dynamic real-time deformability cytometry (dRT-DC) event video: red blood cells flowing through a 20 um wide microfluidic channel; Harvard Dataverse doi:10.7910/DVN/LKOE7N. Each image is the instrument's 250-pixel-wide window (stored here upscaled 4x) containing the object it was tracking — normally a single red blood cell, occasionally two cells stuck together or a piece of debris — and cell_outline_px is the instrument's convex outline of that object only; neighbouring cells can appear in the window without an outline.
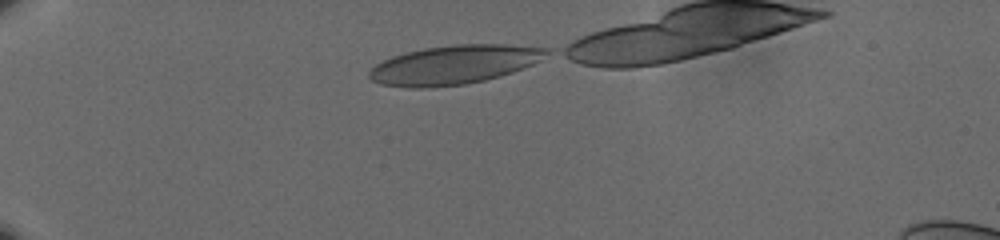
{"species": "human", "species_latin": "Homo sapiens", "temperature_condition": "cold", "stored_images_in_passage": 38, "camera_frame_rate_fps": 3000, "um_per_image_px": 0.085, "donor": {"sex": "male"}, "frame": {"image": 1, "passage_image": 1, "time_ms": 0.0, "image_size_px": [1000, 240], "cell_outline_px": [[552, 52], [540, 60], [532, 64], [512, 72], [500, 76], [484, 80], [464, 84], [424, 88], [408, 88], [380, 84], [372, 80], [368, 76], [368, 72], [376, 64], [392, 56], [424, 48], [452, 44], [504, 44], [552, 48]], "centroid_in_image_um": [38.62, 5.49], "position_along_channel_um": 46.4, "area_um2": 40.29}}
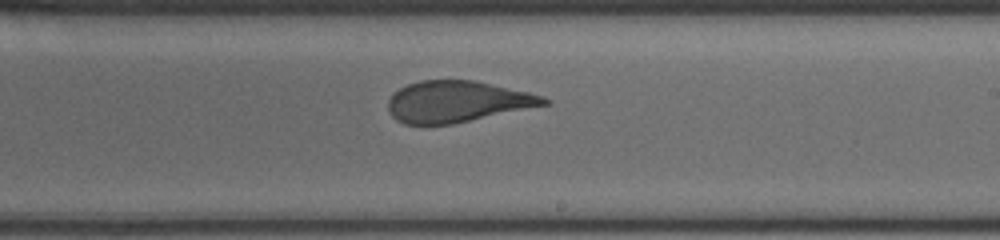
{"frame": {"image": 2, "passage_image": 22, "time_ms": 7.0, "image_size_px": [1000, 240], "cell_outline_px": [[552, 100], [548, 104], [452, 124], [404, 124], [396, 120], [388, 112], [388, 100], [392, 92], [408, 84], [420, 80], [476, 80], [528, 92], [544, 96]], "centroid_in_image_um": [38.83, 8.63], "position_along_channel_um": 250.2, "area_um2": 37.51}}
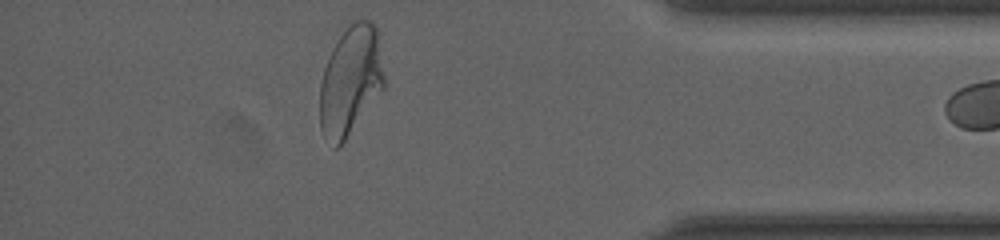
{"frame": {"image": 3, "passage_image": 37, "time_ms": 12.0, "image_size_px": [1000, 240], "cell_outline_px": [[384, 88], [340, 148], [336, 148], [324, 136], [320, 128], [320, 84], [324, 68], [328, 56], [332, 48], [340, 36], [356, 20], [368, 20], [376, 28], [384, 72]], "centroid_in_image_um": [29.78, 6.92], "position_along_channel_um": 405.4, "area_um2": 40.75}}